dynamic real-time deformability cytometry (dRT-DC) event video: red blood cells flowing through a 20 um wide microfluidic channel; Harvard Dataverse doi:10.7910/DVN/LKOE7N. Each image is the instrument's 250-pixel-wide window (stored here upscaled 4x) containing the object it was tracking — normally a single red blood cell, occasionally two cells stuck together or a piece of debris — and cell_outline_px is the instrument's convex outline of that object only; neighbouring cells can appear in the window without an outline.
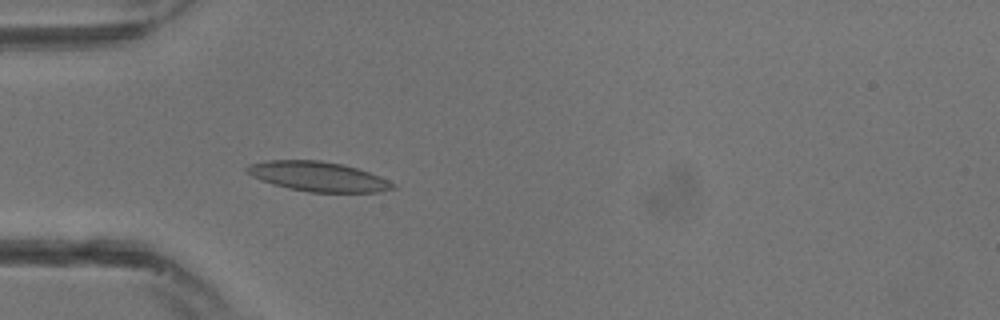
{"species": "common noctule bat (a hibernating species)", "species_latin": "Nyctalus noctula", "temperature_condition": "warm", "stored_images_in_passage": 12, "camera_frame_rate_fps": 3000, "um_per_image_px": 0.085, "animal": {"sex": "male", "body_mass_g": 13.3}, "frame": {"image": 1, "passage_image": 10, "time_ms": 3.0, "image_size_px": [1000, 320], "cell_outline_px": [[396, 188], [376, 192], [312, 192], [292, 188], [276, 184], [252, 176], [244, 168], [252, 164], [268, 160], [320, 160], [340, 164], [356, 168], [380, 176], [396, 184]], "centroid_in_image_um": [27.09, 15.0], "position_along_channel_um": 57.9, "area_um2": 24.68}}
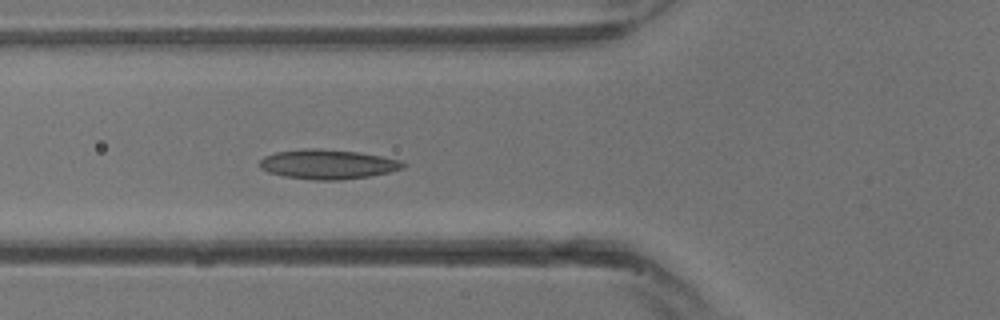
{"frame": {"image": 2, "passage_image": 12, "time_ms": 3.667, "image_size_px": [1000, 320], "cell_outline_px": [[408, 164], [404, 168], [388, 172], [368, 176], [340, 180], [316, 180], [284, 176], [268, 172], [260, 168], [260, 160], [264, 156], [276, 152], [308, 148], [316, 148], [360, 152], [400, 160]], "centroid_in_image_um": [27.86, 13.96], "position_along_channel_um": 97.9, "area_um2": 24.62}}